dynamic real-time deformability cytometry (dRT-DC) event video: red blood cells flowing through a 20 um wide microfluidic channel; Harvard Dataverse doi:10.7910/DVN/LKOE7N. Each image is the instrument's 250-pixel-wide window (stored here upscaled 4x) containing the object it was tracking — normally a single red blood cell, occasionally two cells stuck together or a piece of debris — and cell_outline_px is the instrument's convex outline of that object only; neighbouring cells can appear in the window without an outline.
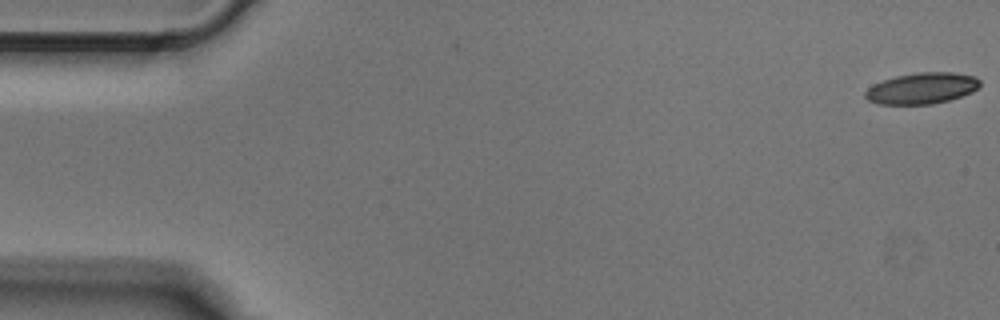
{"species": "Egyptian fruit bat (a non-hibernating species)", "species_latin": "Rousettus aegyptiacus", "temperature_condition": "cold", "stored_images_in_passage": 4, "camera_frame_rate_fps": 3000, "um_per_image_px": 0.085, "animal": {"sex": "male"}, "frame": {"image": 1, "passage_image": 1, "time_ms": 0.0, "image_size_px": [1000, 320], "cell_outline_px": [[980, 88], [972, 92], [948, 100], [932, 104], [880, 104], [868, 100], [864, 96], [864, 92], [872, 84], [896, 76], [916, 72], [952, 72], [976, 76], [980, 80]], "centroid_in_image_um": [78.37, 7.49], "position_along_channel_um": 6.6, "area_um2": 20.92}}
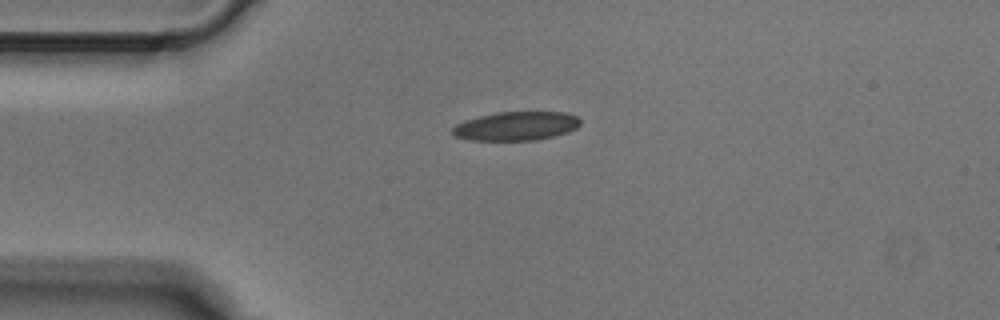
{"frame": {"image": 2, "passage_image": 4, "time_ms": 1.0, "image_size_px": [1000, 320], "cell_outline_px": [[580, 124], [576, 128], [568, 132], [536, 140], [472, 140], [456, 136], [452, 132], [452, 128], [456, 124], [464, 120], [496, 112], [564, 112], [576, 116], [580, 120]], "centroid_in_image_um": [43.87, 10.71], "position_along_channel_um": 41.1, "area_um2": 21.33}}